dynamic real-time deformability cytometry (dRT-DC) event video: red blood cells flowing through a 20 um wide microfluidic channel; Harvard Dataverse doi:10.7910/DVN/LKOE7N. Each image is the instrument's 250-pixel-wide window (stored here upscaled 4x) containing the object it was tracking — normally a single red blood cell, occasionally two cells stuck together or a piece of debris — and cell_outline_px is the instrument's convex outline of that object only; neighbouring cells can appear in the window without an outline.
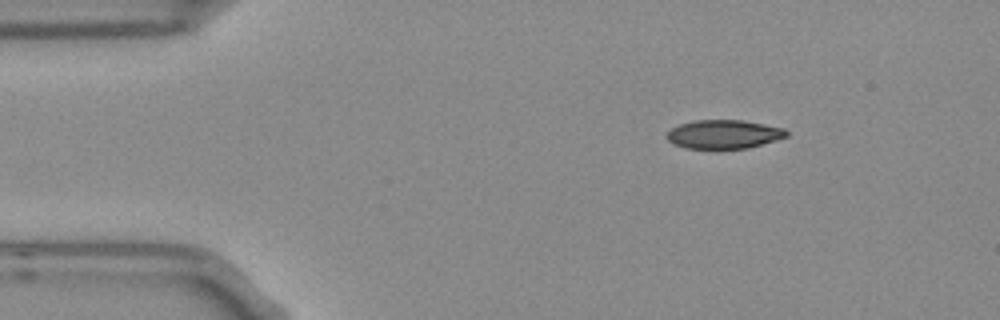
{"species": "Egyptian fruit bat (a non-hibernating species)", "species_latin": "Rousettus aegyptiacus", "temperature_condition": "room temperature", "stored_images_in_passage": 4, "camera_frame_rate_fps": 3000, "um_per_image_px": 0.085, "frame": {"image": 1, "passage_image": 4, "time_ms": 1.0, "image_size_px": [1000, 320], "cell_outline_px": [[788, 136], [776, 140], [748, 148], [688, 148], [676, 144], [668, 140], [664, 136], [672, 128], [680, 124], [696, 120], [744, 120], [784, 128], [788, 132]], "centroid_in_image_um": [61.54, 11.4], "position_along_channel_um": 23.5, "area_um2": 19.88}}